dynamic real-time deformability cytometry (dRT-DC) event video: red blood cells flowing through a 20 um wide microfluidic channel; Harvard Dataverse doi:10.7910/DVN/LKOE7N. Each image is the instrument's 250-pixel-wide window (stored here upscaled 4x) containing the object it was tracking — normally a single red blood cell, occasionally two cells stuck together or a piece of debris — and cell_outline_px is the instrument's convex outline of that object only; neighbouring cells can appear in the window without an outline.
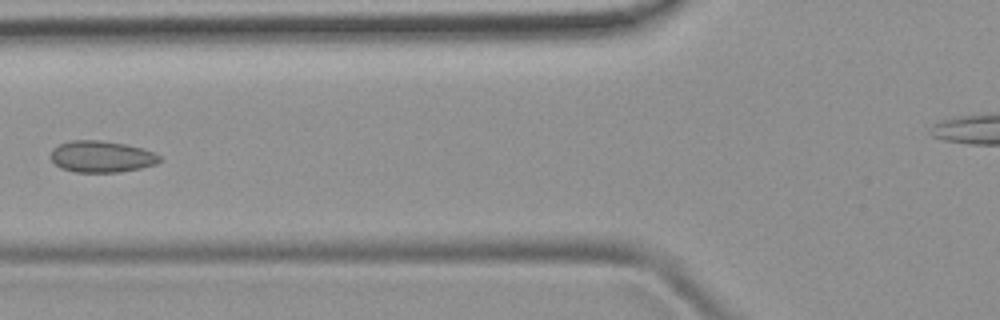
{"species": "common noctule bat (a hibernating species)", "species_latin": "Nyctalus noctula", "temperature_condition": "room temperature", "stored_images_in_passage": 6, "camera_frame_rate_fps": 3000, "um_per_image_px": 0.085, "animal": {"sex": "female", "body_mass_g": 19.9}, "frame": {"image": 1, "passage_image": 6, "time_ms": 6.333, "image_size_px": [1000, 320], "cell_outline_px": [[160, 160], [156, 164], [140, 168], [120, 172], [76, 172], [60, 168], [48, 156], [52, 148], [60, 144], [72, 140], [100, 140], [124, 144], [144, 148], [156, 152], [160, 156]], "centroid_in_image_um": [8.62, 13.31], "position_along_channel_um": 117.2, "area_um2": 20.17}}